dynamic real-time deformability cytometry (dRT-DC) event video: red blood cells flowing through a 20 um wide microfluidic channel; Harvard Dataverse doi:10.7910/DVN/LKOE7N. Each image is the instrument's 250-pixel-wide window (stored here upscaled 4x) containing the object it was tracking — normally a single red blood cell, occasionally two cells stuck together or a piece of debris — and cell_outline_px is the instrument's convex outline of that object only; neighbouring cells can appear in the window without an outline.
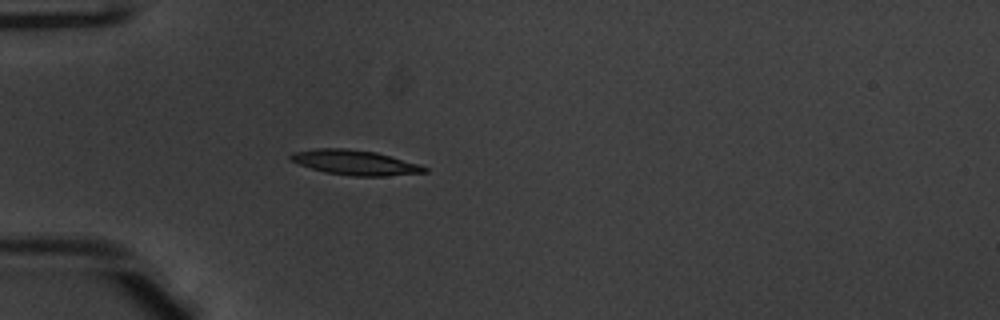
{"species": "common noctule bat (a hibernating species)", "species_latin": "Nyctalus noctula", "temperature_condition": "warm", "stored_images_in_passage": 37, "camera_frame_rate_fps": 3000, "um_per_image_px": 0.085, "animal": {"sex": "male", "body_mass_g": 20.1, "forearm_length_mm": 53.5}, "frame": {"image": 1, "passage_image": 1, "time_ms": 0.0, "image_size_px": [1000, 320], "cell_outline_px": [[428, 172], [384, 176], [352, 176], [324, 172], [288, 160], [288, 156], [292, 152], [316, 148], [344, 148], [376, 152], [420, 164], [428, 168]], "centroid_in_image_um": [30.16, 13.81], "position_along_channel_um": 54.8, "area_um2": 19.48}}
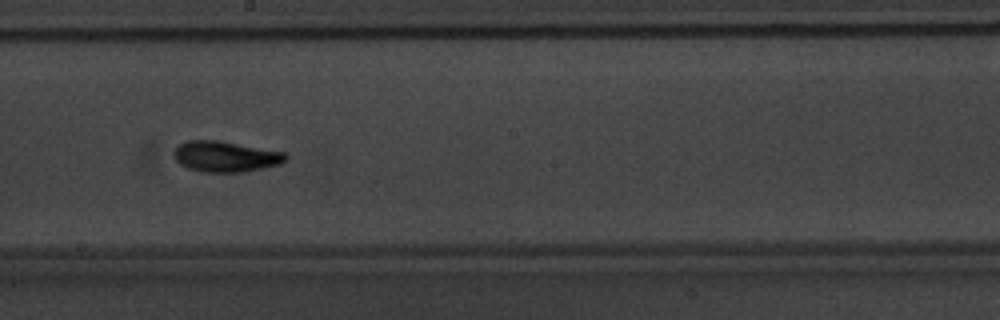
{"frame": {"image": 2, "passage_image": 15, "time_ms": 4.667, "image_size_px": [1000, 320], "cell_outline_px": [[288, 156], [280, 164], [264, 168], [244, 172], [200, 172], [188, 168], [180, 164], [176, 160], [172, 152], [180, 144], [188, 140], [220, 140], [288, 152]], "centroid_in_image_um": [19.19, 13.3], "position_along_channel_um": 229.0, "area_um2": 20.35}}
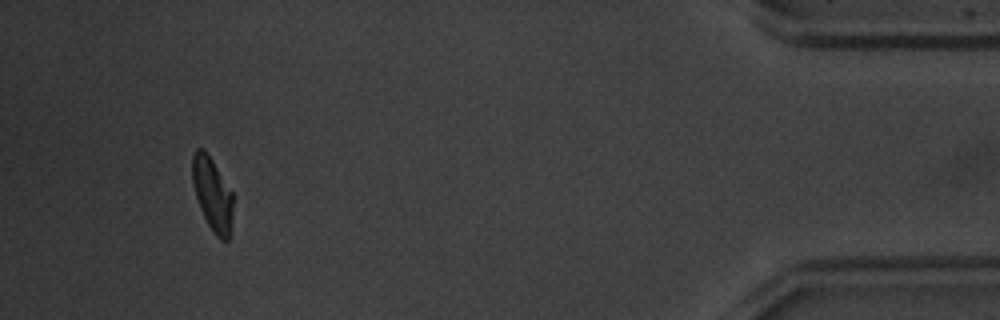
{"frame": {"image": 3, "passage_image": 34, "time_ms": 11.0, "image_size_px": [1000, 320], "cell_outline_px": [[232, 216], [228, 240], [220, 240], [216, 236], [208, 224], [200, 208], [192, 184], [192, 156], [196, 148], [204, 148], [208, 152], [232, 192]], "centroid_in_image_um": [18.03, 16.45], "position_along_channel_um": 417.2, "area_um2": 17.34}, "authors_computed_cell_mechanics": {"area_um2": 18.785, "velocity_mm_per_s": 3.9492, "shape_relaxation_time_tau1_ms": 3.2833, "shape_relaxation_time_tau2_ms": 2.3494, "deformation_change_tau1": 0.1551, "deformation_change_tau2": 0.0754}}